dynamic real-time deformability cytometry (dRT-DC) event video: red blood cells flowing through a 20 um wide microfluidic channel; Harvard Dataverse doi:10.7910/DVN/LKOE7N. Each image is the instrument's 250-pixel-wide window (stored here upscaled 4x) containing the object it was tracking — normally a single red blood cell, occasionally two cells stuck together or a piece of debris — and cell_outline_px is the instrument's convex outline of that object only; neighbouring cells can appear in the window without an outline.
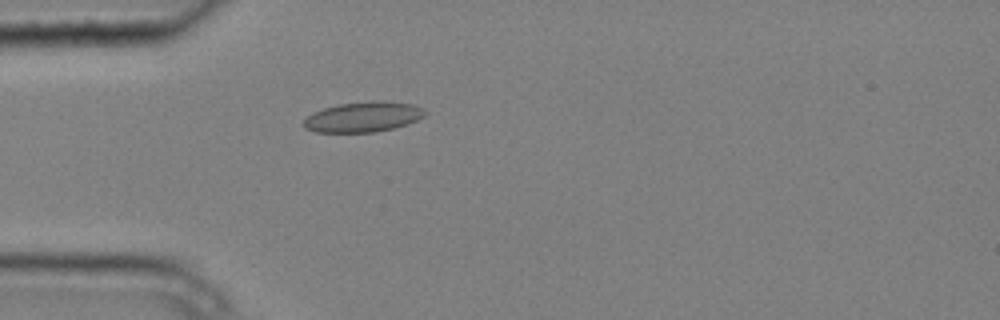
{"species": "common noctule bat (a hibernating species)", "species_latin": "Nyctalus noctula", "temperature_condition": "cold", "stored_images_in_passage": 3, "camera_frame_rate_fps": 3000, "um_per_image_px": 0.085, "animal": {"sex": "male", "body_mass_g": 20.4}, "frame": {"image": 1, "passage_image": 3, "time_ms": 0.667, "image_size_px": [1000, 320], "cell_outline_px": [[428, 112], [424, 116], [408, 124], [396, 128], [376, 132], [316, 132], [304, 128], [304, 120], [312, 112], [324, 108], [340, 104], [372, 100], [380, 100], [416, 104], [424, 108]], "centroid_in_image_um": [30.93, 9.93], "position_along_channel_um": 54.1, "area_um2": 21.68}}